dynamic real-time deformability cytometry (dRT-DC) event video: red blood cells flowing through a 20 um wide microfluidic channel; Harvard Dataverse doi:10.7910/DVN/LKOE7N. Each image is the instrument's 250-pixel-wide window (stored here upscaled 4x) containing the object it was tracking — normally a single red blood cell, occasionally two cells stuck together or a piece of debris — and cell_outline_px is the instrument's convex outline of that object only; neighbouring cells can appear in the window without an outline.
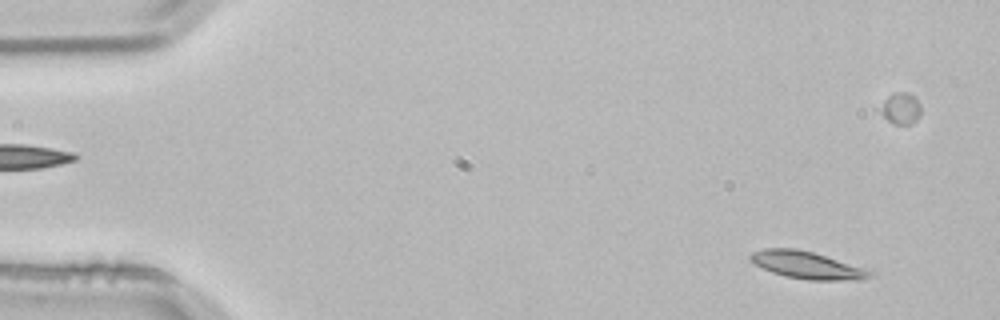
{"species": "common noctule bat (a hibernating species)", "species_latin": "Nyctalus noctula", "temperature_condition": "room temperature", "stored_images_in_passage": 3, "camera_frame_rate_fps": 3000, "um_per_image_px": 0.085, "animal": {"sex": "male", "body_mass_g": 21.5, "forearm_length_mm": 52.0}, "frame": {"image": 1, "passage_image": 1, "time_ms": 0.0, "image_size_px": [1000, 320], "cell_outline_px": [[876, 276], [864, 280], [808, 280], [784, 276], [772, 272], [748, 260], [748, 256], [752, 252], [764, 248], [796, 248], [812, 252], [872, 268], [876, 272]], "centroid_in_image_um": [68.75, 22.54], "position_along_channel_um": 16.3, "area_um2": 19.71}}